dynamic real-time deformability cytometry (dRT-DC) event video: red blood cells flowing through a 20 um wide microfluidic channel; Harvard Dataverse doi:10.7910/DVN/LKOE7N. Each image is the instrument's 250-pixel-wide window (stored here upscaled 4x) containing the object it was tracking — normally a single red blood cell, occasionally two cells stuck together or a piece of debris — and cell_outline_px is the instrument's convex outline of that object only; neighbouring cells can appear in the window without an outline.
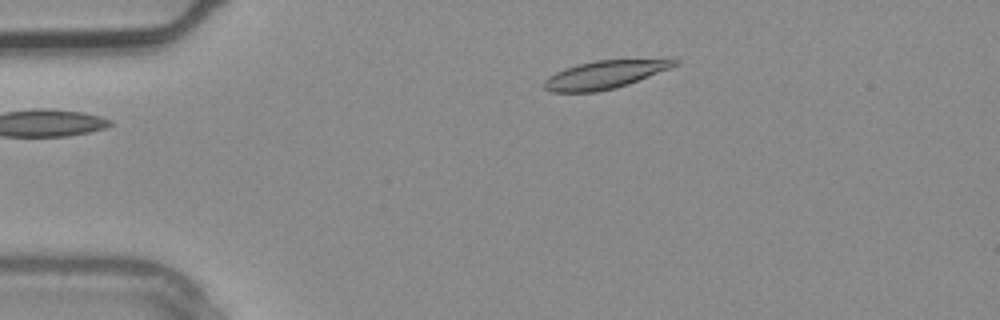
{"species": "common noctule bat (a hibernating species)", "species_latin": "Nyctalus noctula", "temperature_condition": "warm", "stored_images_in_passage": 2, "camera_frame_rate_fps": 3000, "um_per_image_px": 0.085, "animal": {"sex": "male", "body_mass_g": 20.4}, "frame": {"image": 1, "passage_image": 2, "time_ms": 0.333, "image_size_px": [1000, 320], "cell_outline_px": [[680, 64], [672, 68], [628, 84], [616, 88], [596, 92], [552, 92], [544, 88], [544, 80], [548, 76], [564, 68], [576, 64], [596, 60], [668, 56], [672, 56], [680, 60]], "centroid_in_image_um": [51.59, 6.28], "position_along_channel_um": 33.4, "area_um2": 22.48}}